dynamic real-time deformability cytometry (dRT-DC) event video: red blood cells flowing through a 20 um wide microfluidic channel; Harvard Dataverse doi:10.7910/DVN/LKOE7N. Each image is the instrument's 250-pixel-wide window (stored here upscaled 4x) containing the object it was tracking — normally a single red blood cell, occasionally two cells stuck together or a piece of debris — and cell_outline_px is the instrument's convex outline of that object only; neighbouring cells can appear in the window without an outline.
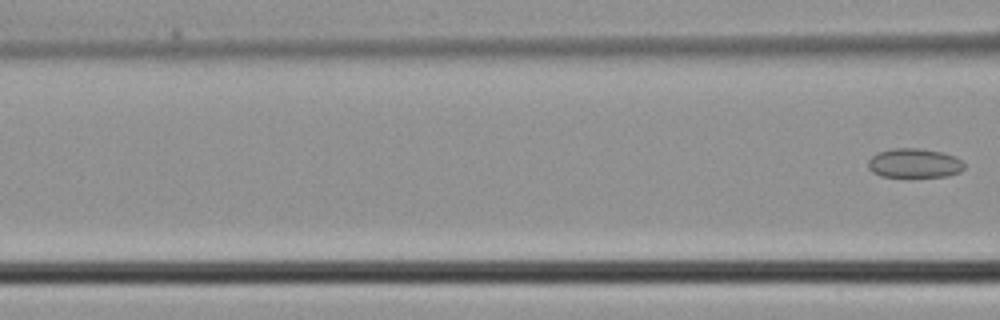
{"species": "common noctule bat (a hibernating species)", "species_latin": "Nyctalus noctula", "temperature_condition": "cold", "stored_images_in_passage": 5, "segment_of_instrument_passage": [2, 2], "camera_frame_rate_fps": 3000, "um_per_image_px": 0.085, "animal": {"sex": "male", "body_mass_g": 21.5, "forearm_length_mm": 52.0}, "frame": {"image": 1, "passage_image": 5, "time_ms": 1.333, "image_size_px": [1000, 320], "cell_outline_px": [[964, 168], [960, 172], [944, 176], [880, 176], [872, 172], [868, 168], [868, 160], [876, 152], [892, 148], [920, 148], [940, 152], [952, 156], [960, 160], [964, 164]], "centroid_in_image_um": [77.66, 13.86], "position_along_channel_um": 88.9, "area_um2": 16.24}}